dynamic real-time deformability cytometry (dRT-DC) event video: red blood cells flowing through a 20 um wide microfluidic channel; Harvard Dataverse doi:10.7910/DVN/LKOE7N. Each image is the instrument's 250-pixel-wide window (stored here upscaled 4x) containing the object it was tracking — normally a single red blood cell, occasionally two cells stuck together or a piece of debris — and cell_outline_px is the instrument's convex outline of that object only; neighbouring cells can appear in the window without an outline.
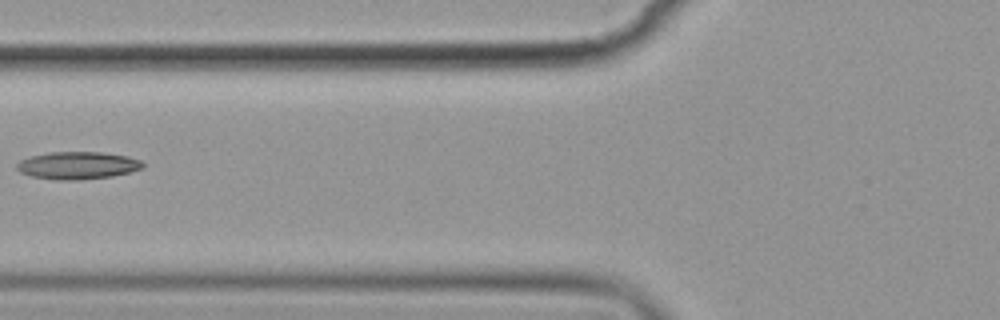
{"species": "common noctule bat (a hibernating species)", "species_latin": "Nyctalus noctula", "temperature_condition": "cold", "stored_images_in_passage": 7, "camera_frame_rate_fps": 3000, "um_per_image_px": 0.085, "animal": {"sex": "female", "body_mass_g": 19.9}, "frame": {"image": 1, "passage_image": 6, "time_ms": 7.0, "image_size_px": [1000, 320], "cell_outline_px": [[144, 168], [112, 176], [76, 180], [56, 180], [32, 176], [20, 172], [16, 168], [16, 164], [20, 160], [28, 156], [48, 152], [104, 152], [128, 156], [140, 160], [144, 164]], "centroid_in_image_um": [6.58, 14.05], "position_along_channel_um": 119.2, "area_um2": 20.29}}
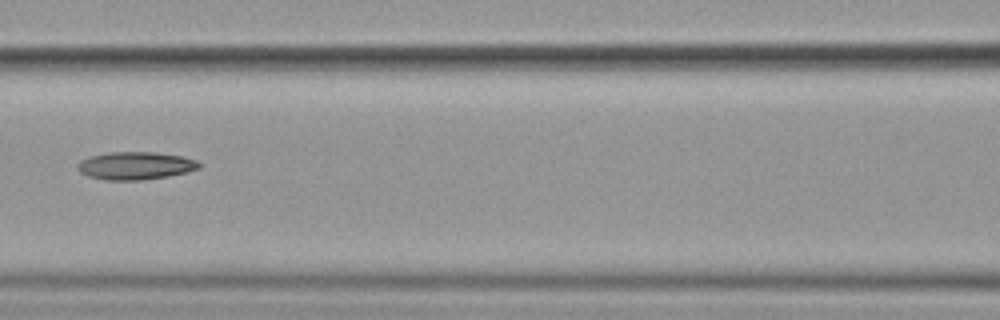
{"frame": {"image": 2, "passage_image": 7, "time_ms": 8.0, "image_size_px": [1000, 320], "cell_outline_px": [[200, 168], [188, 172], [168, 176], [140, 180], [108, 180], [88, 176], [80, 172], [76, 168], [76, 164], [80, 160], [92, 156], [108, 152], [152, 152], [184, 156], [196, 160], [200, 164]], "centroid_in_image_um": [11.51, 14.08], "position_along_channel_um": 155.1, "area_um2": 19.71}}